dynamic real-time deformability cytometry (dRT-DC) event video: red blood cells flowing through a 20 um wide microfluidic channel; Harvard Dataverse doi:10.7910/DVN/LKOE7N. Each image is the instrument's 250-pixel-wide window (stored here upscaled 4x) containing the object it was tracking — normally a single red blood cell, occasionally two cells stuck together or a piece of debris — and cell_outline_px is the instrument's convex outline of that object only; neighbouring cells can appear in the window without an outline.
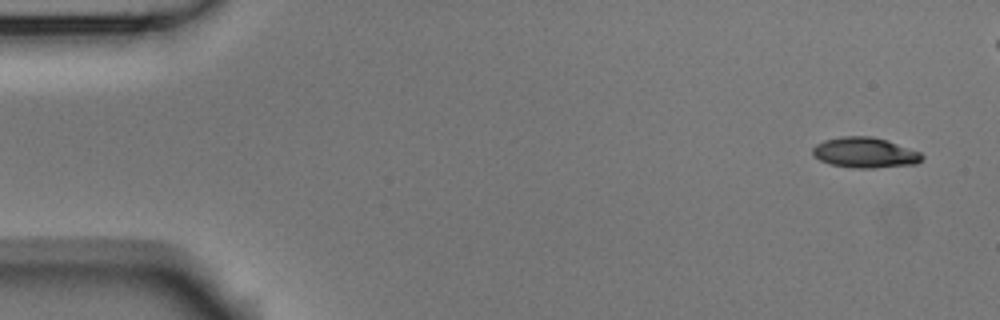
{"species": "Egyptian fruit bat (a non-hibernating species)", "species_latin": "Rousettus aegyptiacus", "temperature_condition": "room temperature", "stored_images_in_passage": 5, "camera_frame_rate_fps": 3000, "um_per_image_px": 0.085, "animal": {"sex": "male"}, "frame": {"image": 1, "passage_image": 1, "time_ms": 0.0, "image_size_px": [1000, 320], "cell_outline_px": [[924, 156], [916, 164], [876, 168], [856, 168], [832, 164], [820, 160], [812, 156], [812, 148], [816, 144], [824, 140], [840, 136], [872, 136], [888, 140], [920, 152]], "centroid_in_image_um": [73.5, 12.96], "position_along_channel_um": 11.5, "area_um2": 19.48}}